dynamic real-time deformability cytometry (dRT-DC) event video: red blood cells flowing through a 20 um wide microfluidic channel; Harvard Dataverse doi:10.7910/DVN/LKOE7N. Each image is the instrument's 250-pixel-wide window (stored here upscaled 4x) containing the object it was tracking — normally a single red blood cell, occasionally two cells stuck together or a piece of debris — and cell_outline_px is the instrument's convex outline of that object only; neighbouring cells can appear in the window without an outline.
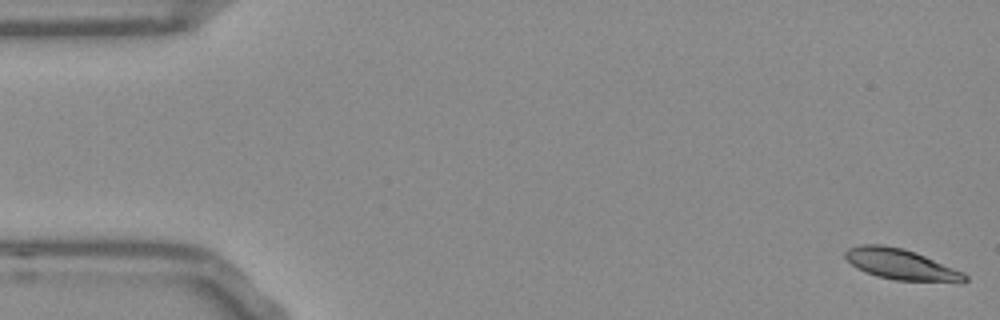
{"species": "Egyptian fruit bat (a non-hibernating species)", "species_latin": "Rousettus aegyptiacus", "temperature_condition": "room temperature", "stored_images_in_passage": 54, "camera_frame_rate_fps": 3000, "um_per_image_px": 0.085, "frame": {"image": 1, "passage_image": 1, "time_ms": 0.0, "image_size_px": [1000, 320], "cell_outline_px": [[968, 280], [960, 284], [896, 280], [876, 276], [856, 268], [844, 256], [844, 252], [848, 248], [860, 244], [880, 244], [904, 248], [916, 252], [964, 272], [968, 276]], "centroid_in_image_um": [76.66, 22.49], "position_along_channel_um": 8.3, "area_um2": 21.96}}
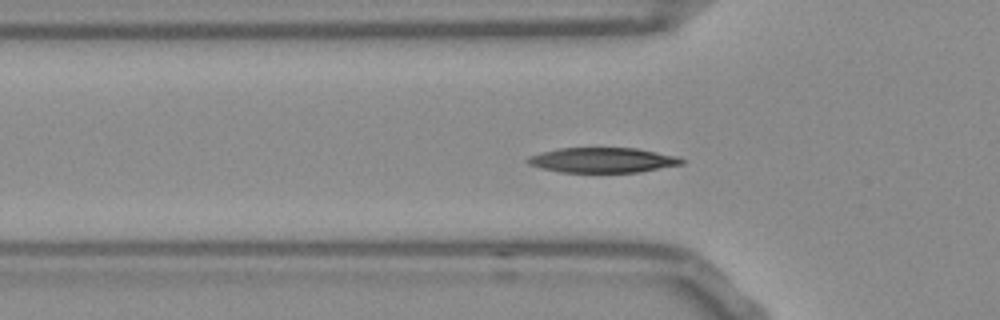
{"frame": {"image": 2, "passage_image": 17, "time_ms": 5.333, "image_size_px": [1000, 320], "cell_outline_px": [[684, 164], [640, 172], [560, 172], [540, 168], [528, 164], [524, 160], [528, 156], [540, 152], [560, 148], [636, 148], [676, 156], [684, 160]], "centroid_in_image_um": [51.18, 13.61], "position_along_channel_um": 74.6, "area_um2": 22.54}}
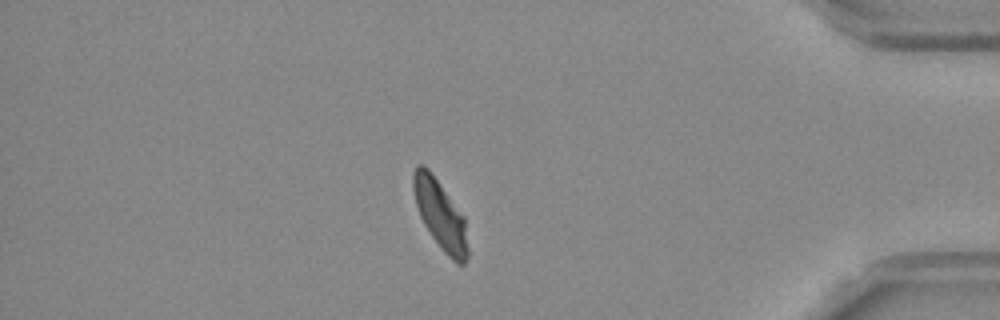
{"frame": {"image": 3, "passage_image": 46, "time_ms": 15.0, "image_size_px": [1000, 320], "cell_outline_px": [[468, 256], [464, 264], [456, 264], [444, 252], [432, 236], [424, 224], [420, 216], [416, 204], [412, 188], [412, 172], [416, 164], [420, 164], [428, 168], [464, 216], [468, 248]], "centroid_in_image_um": [37.41, 18.24], "position_along_channel_um": 397.8, "area_um2": 21.85}, "authors_computed_cell_mechanics": {"area_um2": 22.0507, "velocity_mm_per_s": 3.7434, "shape_relaxation_time_tau1_ms": 2.7748, "shape_relaxation_time_tau2_ms": 2.274, "deformation_change_tau1": 0.1502, "deformation_change_tau2": 0.0681}}